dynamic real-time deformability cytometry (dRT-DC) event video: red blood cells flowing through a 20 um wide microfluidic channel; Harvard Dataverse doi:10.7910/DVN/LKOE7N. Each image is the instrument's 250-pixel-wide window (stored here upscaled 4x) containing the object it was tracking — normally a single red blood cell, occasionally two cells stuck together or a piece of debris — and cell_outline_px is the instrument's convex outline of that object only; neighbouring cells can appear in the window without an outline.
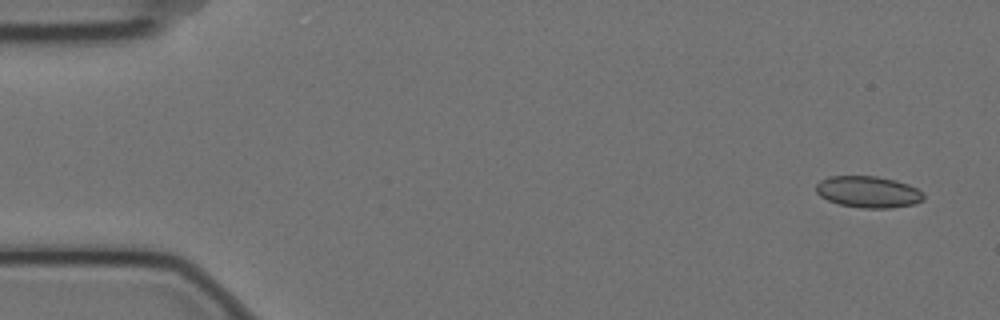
{"species": "Egyptian fruit bat (a non-hibernating species)", "species_latin": "Rousettus aegyptiacus", "temperature_condition": "cold", "stored_images_in_passage": 5, "camera_frame_rate_fps": 3000, "um_per_image_px": 0.085, "animal": {"sex": "female"}, "frame": {"image": 1, "passage_image": 1, "time_ms": 0.0, "image_size_px": [1000, 320], "cell_outline_px": [[924, 200], [916, 204], [892, 208], [864, 208], [840, 204], [828, 200], [820, 196], [816, 192], [816, 184], [820, 180], [828, 176], [876, 176], [896, 180], [908, 184], [924, 192]], "centroid_in_image_um": [73.83, 16.31], "position_along_channel_um": 11.2, "area_um2": 19.94}}
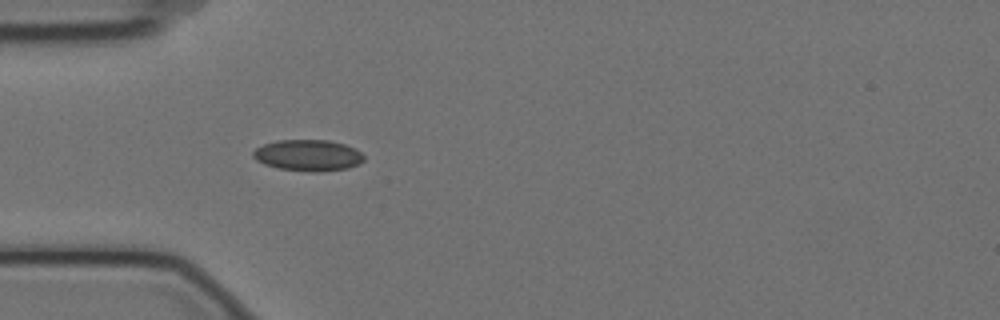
{"frame": {"image": 2, "passage_image": 5, "time_ms": 1.333, "image_size_px": [1000, 320], "cell_outline_px": [[364, 160], [360, 164], [348, 168], [320, 172], [308, 172], [280, 168], [264, 164], [256, 160], [252, 156], [252, 152], [256, 148], [264, 144], [276, 140], [328, 140], [344, 144], [356, 148], [364, 156]], "centroid_in_image_um": [26.2, 13.2], "position_along_channel_um": 58.8, "area_um2": 20.35}}